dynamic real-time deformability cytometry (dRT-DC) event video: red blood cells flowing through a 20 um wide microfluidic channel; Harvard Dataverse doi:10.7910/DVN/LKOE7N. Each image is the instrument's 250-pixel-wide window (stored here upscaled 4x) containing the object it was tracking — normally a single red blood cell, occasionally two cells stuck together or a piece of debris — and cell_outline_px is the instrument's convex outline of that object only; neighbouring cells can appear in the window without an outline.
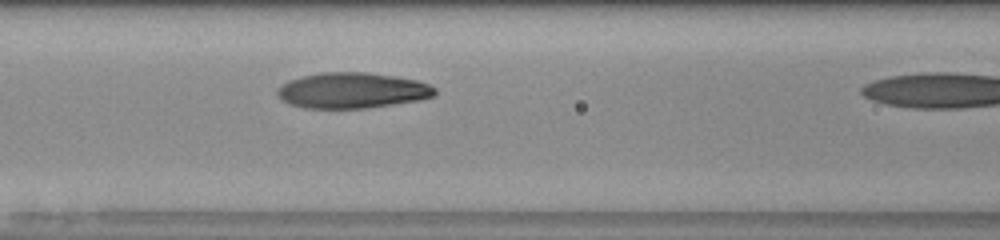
{"species": "human", "species_latin": "Homo sapiens", "temperature_condition": "room temperature", "stored_images_in_passage": 9, "camera_frame_rate_fps": 3000, "um_per_image_px": 0.085, "donor": {"sex": "male"}, "frame": {"image": 1, "passage_image": 8, "time_ms": 2.333, "image_size_px": [1000, 240], "cell_outline_px": [[436, 92], [432, 96], [420, 100], [364, 108], [304, 108], [288, 104], [276, 92], [276, 88], [280, 84], [288, 80], [300, 76], [320, 72], [364, 72], [396, 76], [416, 80], [428, 84], [436, 88]], "centroid_in_image_um": [29.89, 7.68], "position_along_channel_um": 136.7, "area_um2": 32.83}}